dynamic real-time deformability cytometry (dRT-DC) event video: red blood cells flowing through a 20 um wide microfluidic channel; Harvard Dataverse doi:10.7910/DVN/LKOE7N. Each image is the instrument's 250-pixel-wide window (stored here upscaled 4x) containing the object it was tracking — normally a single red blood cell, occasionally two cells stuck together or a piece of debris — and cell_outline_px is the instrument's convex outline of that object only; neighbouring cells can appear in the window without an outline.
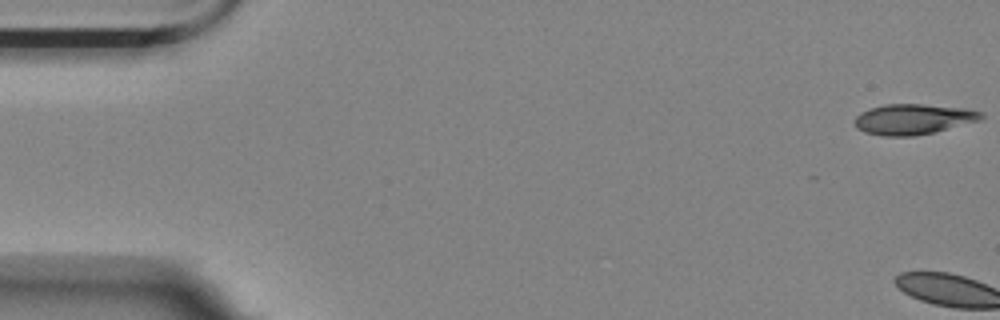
{"species": "Egyptian fruit bat (a non-hibernating species)", "species_latin": "Rousettus aegyptiacus", "temperature_condition": "room temperature", "stored_images_in_passage": 3, "camera_frame_rate_fps": 3000, "um_per_image_px": 0.085, "animal": {"sex": "female"}, "frame": {"image": 1, "passage_image": 1, "time_ms": 0.0, "image_size_px": [1000, 320], "cell_outline_px": [[984, 116], [980, 120], [916, 136], [884, 136], [864, 132], [856, 128], [852, 124], [852, 120], [860, 112], [868, 108], [884, 104], [920, 104], [964, 108], [984, 112]], "centroid_in_image_um": [77.55, 10.13], "position_along_channel_um": 7.5, "area_um2": 22.6}}